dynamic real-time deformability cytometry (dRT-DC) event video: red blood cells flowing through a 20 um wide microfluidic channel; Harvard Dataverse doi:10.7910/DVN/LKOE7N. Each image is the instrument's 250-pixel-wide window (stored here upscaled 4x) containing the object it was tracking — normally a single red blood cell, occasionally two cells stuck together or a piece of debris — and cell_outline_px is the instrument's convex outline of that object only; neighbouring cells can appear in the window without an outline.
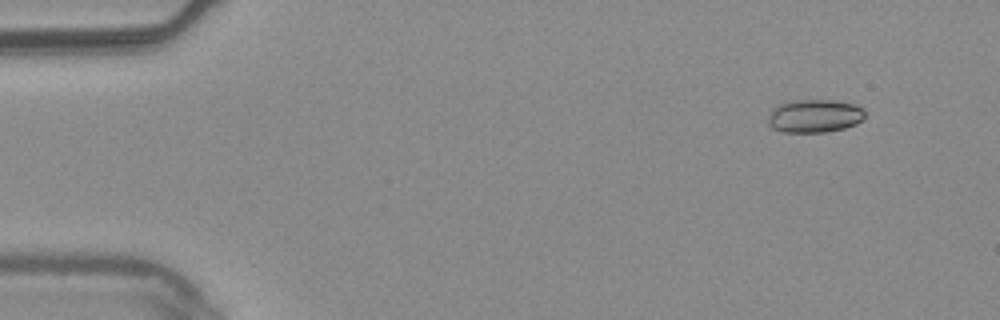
{"species": "common noctule bat (a hibernating species)", "species_latin": "Nyctalus noctula", "temperature_condition": "warm", "stored_images_in_passage": 4, "camera_frame_rate_fps": 3000, "um_per_image_px": 0.085, "animal": {"sex": "male", "body_mass_g": 20.4}, "frame": {"image": 1, "passage_image": 1, "time_ms": 0.0, "image_size_px": [1000, 320], "cell_outline_px": [[864, 116], [856, 124], [844, 128], [824, 132], [784, 132], [772, 128], [768, 124], [768, 116], [772, 108], [776, 104], [792, 100], [836, 100], [852, 104], [860, 108], [864, 112]], "centroid_in_image_um": [69.16, 9.85], "position_along_channel_um": 15.8, "area_um2": 18.73}}
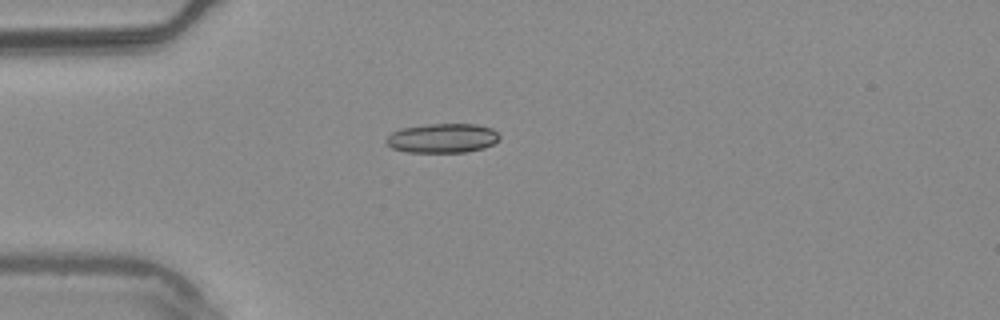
{"frame": {"image": 2, "passage_image": 3, "time_ms": 0.667, "image_size_px": [1000, 320], "cell_outline_px": [[500, 140], [484, 148], [464, 152], [408, 152], [392, 148], [384, 140], [392, 132], [400, 128], [428, 124], [476, 124], [492, 128], [500, 136]], "centroid_in_image_um": [37.61, 11.74], "position_along_channel_um": 47.4, "area_um2": 19.42}}